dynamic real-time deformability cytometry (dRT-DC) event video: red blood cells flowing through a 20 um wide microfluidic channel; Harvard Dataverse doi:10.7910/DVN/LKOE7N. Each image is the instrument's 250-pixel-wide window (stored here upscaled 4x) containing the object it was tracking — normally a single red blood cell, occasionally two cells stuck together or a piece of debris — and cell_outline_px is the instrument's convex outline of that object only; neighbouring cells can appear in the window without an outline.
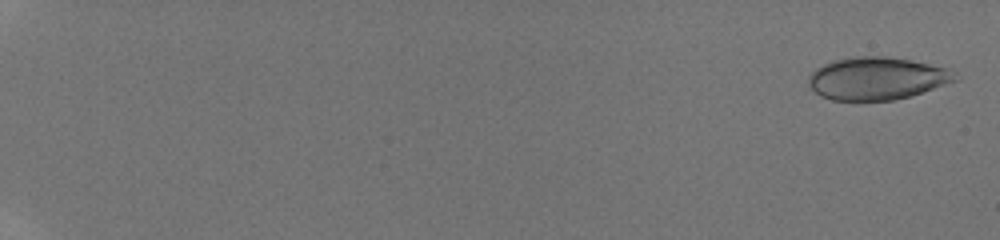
{"species": "human", "species_latin": "Homo sapiens", "temperature_condition": "room temperature", "stored_images_in_passage": 21, "camera_frame_rate_fps": 3000, "um_per_image_px": 0.085, "donor": {"sex": "male"}, "frame": {"image": 1, "passage_image": 2, "time_ms": 0.333, "image_size_px": [1000, 240], "cell_outline_px": [[960, 80], [908, 96], [892, 100], [832, 100], [820, 96], [808, 88], [808, 76], [816, 68], [832, 60], [856, 56], [884, 56], [908, 60], [948, 68], [956, 72]], "centroid_in_image_um": [74.51, 6.66], "position_along_channel_um": 10.5, "area_um2": 36.47}}
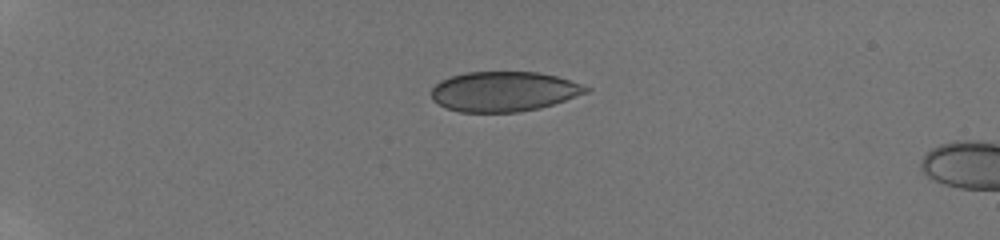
{"frame": {"image": 2, "passage_image": 16, "time_ms": 5.0, "image_size_px": [1000, 240], "cell_outline_px": [[592, 88], [588, 92], [540, 108], [516, 112], [460, 112], [448, 108], [432, 100], [432, 88], [440, 80], [464, 72], [536, 72], [556, 76]], "centroid_in_image_um": [42.8, 7.77], "position_along_channel_um": 42.2, "area_um2": 35.72}}